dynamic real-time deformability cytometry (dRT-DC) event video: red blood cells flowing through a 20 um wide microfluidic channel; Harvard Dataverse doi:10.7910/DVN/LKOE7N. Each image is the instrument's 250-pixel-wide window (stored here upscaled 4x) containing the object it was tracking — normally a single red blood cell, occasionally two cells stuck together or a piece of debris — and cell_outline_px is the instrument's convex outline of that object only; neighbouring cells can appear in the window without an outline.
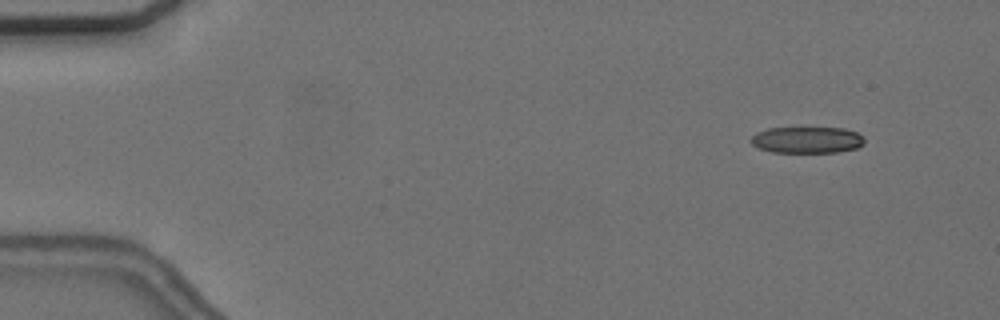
{"species": "common noctule bat (a hibernating species)", "species_latin": "Nyctalus noctula", "temperature_condition": "cold", "stored_images_in_passage": 6, "camera_frame_rate_fps": 3000, "um_per_image_px": 0.085, "animal": {"sex": "female", "body_mass_g": 24.6, "forearm_length_mm": 56.2}, "frame": {"image": 1, "passage_image": 2, "time_ms": 1.0, "image_size_px": [1000, 320], "cell_outline_px": [[864, 144], [856, 148], [836, 152], [772, 152], [760, 148], [752, 144], [748, 140], [756, 132], [768, 128], [844, 128], [856, 132], [864, 136]], "centroid_in_image_um": [68.59, 11.89], "position_along_channel_um": 16.4, "area_um2": 17.51}}